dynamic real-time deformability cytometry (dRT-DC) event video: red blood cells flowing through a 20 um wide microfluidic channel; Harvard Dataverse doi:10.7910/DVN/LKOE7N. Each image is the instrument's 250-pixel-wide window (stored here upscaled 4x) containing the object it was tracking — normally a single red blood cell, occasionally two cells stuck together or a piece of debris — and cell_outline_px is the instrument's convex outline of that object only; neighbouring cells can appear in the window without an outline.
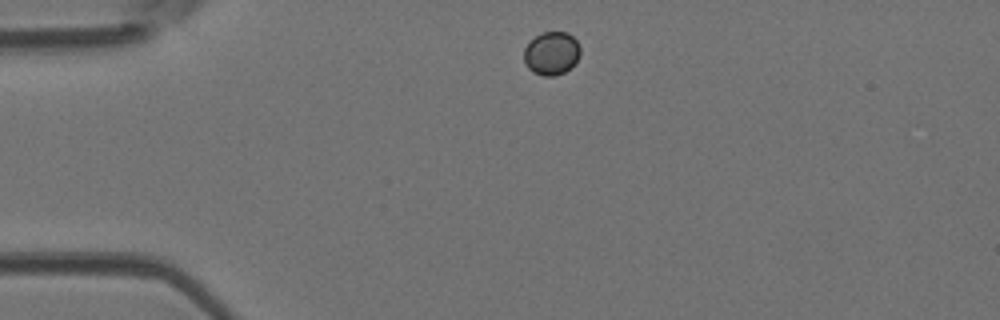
{"species": "Egyptian fruit bat (a non-hibernating species)", "species_latin": "Rousettus aegyptiacus", "temperature_condition": "room temperature", "stored_images_in_passage": 2, "camera_frame_rate_fps": 3000, "um_per_image_px": 0.085, "animal": {"sex": "female"}, "frame": {"image": 1, "passage_image": 1, "time_ms": 0.0, "image_size_px": [1000, 320], "cell_outline_px": [[580, 56], [564, 72], [552, 76], [544, 76], [532, 72], [524, 64], [524, 48], [540, 32], [568, 32], [580, 44]], "centroid_in_image_um": [46.87, 4.52], "position_along_channel_um": 38.1, "area_um2": 14.16}}